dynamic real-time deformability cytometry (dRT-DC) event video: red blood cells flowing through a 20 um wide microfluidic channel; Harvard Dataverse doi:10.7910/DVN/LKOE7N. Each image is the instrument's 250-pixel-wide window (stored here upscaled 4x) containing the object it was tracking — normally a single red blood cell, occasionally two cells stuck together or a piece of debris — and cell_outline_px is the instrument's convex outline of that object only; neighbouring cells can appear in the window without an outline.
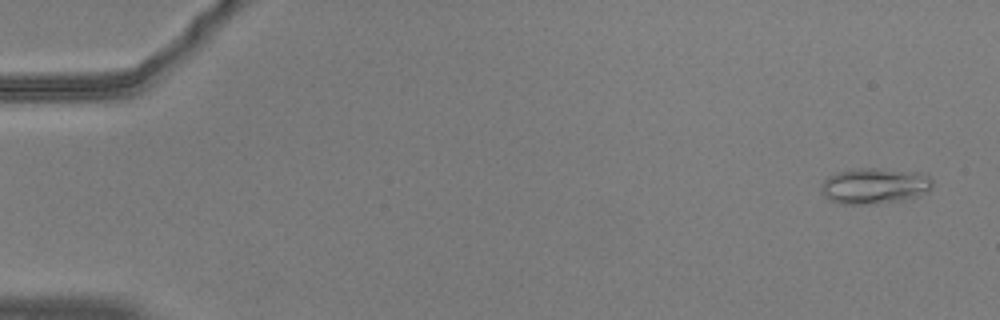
{"species": "common noctule bat (a hibernating species)", "species_latin": "Nyctalus noctula", "temperature_condition": "warm", "stored_images_in_passage": 55, "camera_frame_rate_fps": 3000, "um_per_image_px": 0.085, "animal": {"sex": "male", "body_mass_g": 20.5, "forearm_length_mm": 52.5}, "frame": {"image": 1, "passage_image": 3, "time_ms": 0.667, "image_size_px": [1000, 320], "cell_outline_px": [[932, 188], [928, 192], [920, 196], [900, 200], [876, 204], [840, 204], [828, 200], [820, 192], [820, 184], [828, 176], [840, 172], [856, 168], [876, 168], [928, 172], [932, 180]], "centroid_in_image_um": [74.36, 15.79], "position_along_channel_um": 10.6, "area_um2": 23.87}}
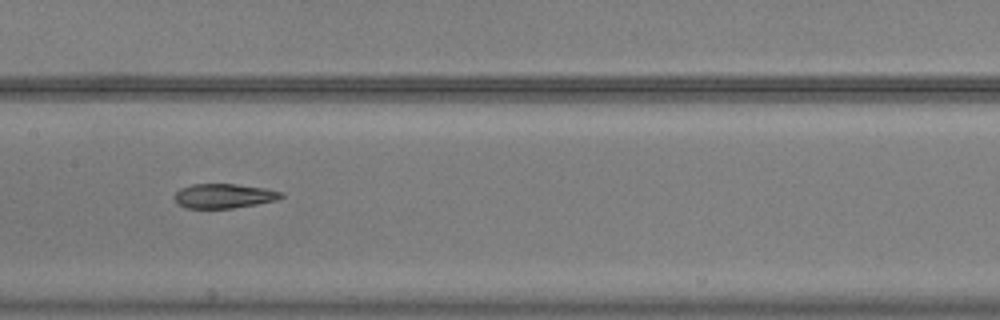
{"frame": {"image": 2, "passage_image": 29, "time_ms": 9.333, "image_size_px": [1000, 320], "cell_outline_px": [[284, 196], [276, 200], [256, 204], [232, 208], [184, 208], [176, 204], [176, 192], [180, 188], [192, 184], [236, 184], [264, 188], [280, 192]], "centroid_in_image_um": [18.99, 16.66], "position_along_channel_um": 188.4, "area_um2": 15.09}}
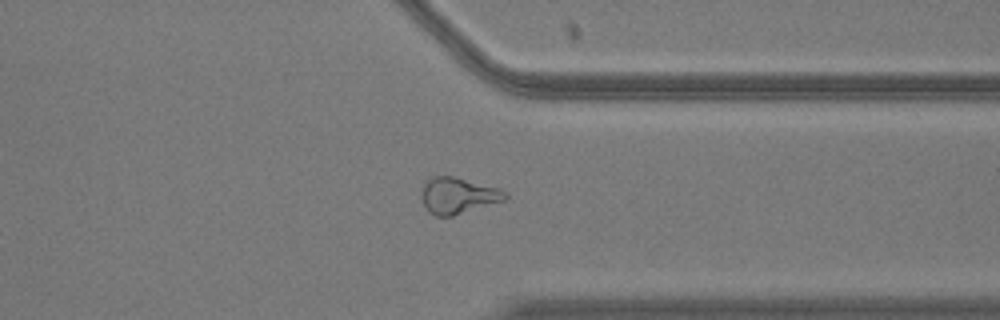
{"frame": {"image": 3, "passage_image": 44, "time_ms": 14.333, "image_size_px": [1000, 320], "cell_outline_px": [[508, 196], [504, 200], [452, 216], [436, 216], [428, 212], [424, 208], [420, 196], [420, 192], [424, 184], [432, 176], [452, 176], [500, 188], [508, 192]], "centroid_in_image_um": [38.9, 16.62], "position_along_channel_um": 372.5, "area_um2": 17.74}}